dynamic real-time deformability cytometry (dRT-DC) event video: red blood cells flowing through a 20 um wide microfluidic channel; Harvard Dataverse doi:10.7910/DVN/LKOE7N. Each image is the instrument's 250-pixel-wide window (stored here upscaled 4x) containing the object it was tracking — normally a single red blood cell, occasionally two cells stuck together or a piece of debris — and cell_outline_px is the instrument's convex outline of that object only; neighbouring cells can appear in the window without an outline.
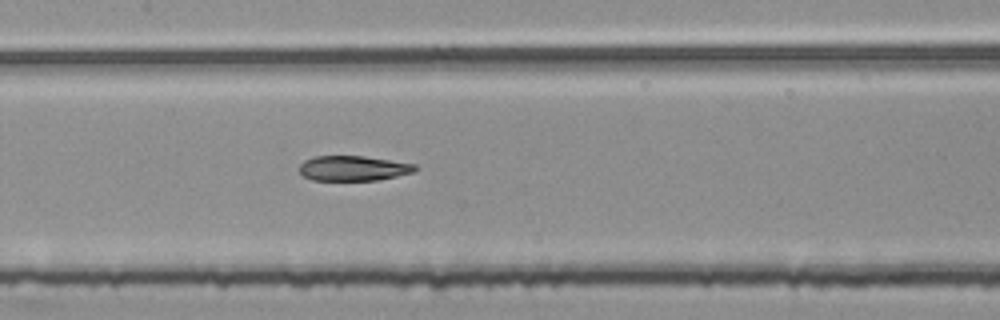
{"species": "common noctule bat (a hibernating species)", "species_latin": "Nyctalus noctula", "temperature_condition": "room temperature", "stored_images_in_passage": 54, "segment_of_instrument_passage": [2, 2], "camera_frame_rate_fps": 3000, "um_per_image_px": 0.085, "animal": {"sex": "female", "body_mass_g": 25.1}, "frame": {"image": 1, "passage_image": 26, "time_ms": 8.333, "image_size_px": [1000, 320], "cell_outline_px": [[416, 172], [376, 180], [312, 180], [304, 176], [300, 172], [300, 164], [304, 160], [316, 156], [364, 156], [416, 164]], "centroid_in_image_um": [30.03, 14.3], "position_along_channel_um": 177.4, "area_um2": 16.82}}
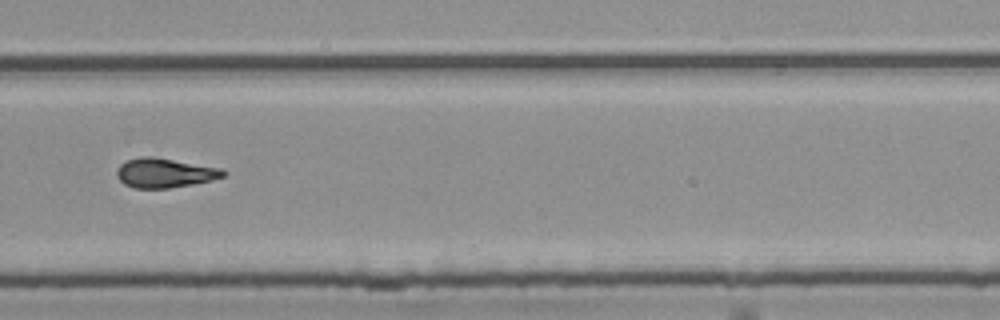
{"frame": {"image": 2, "passage_image": 37, "time_ms": 12.0, "image_size_px": [1000, 320], "cell_outline_px": [[224, 176], [212, 180], [192, 184], [168, 188], [132, 188], [124, 184], [116, 176], [116, 172], [120, 164], [128, 160], [140, 156], [152, 156], [220, 168], [224, 172]], "centroid_in_image_um": [13.94, 14.7], "position_along_channel_um": 315.9, "area_um2": 18.09}}
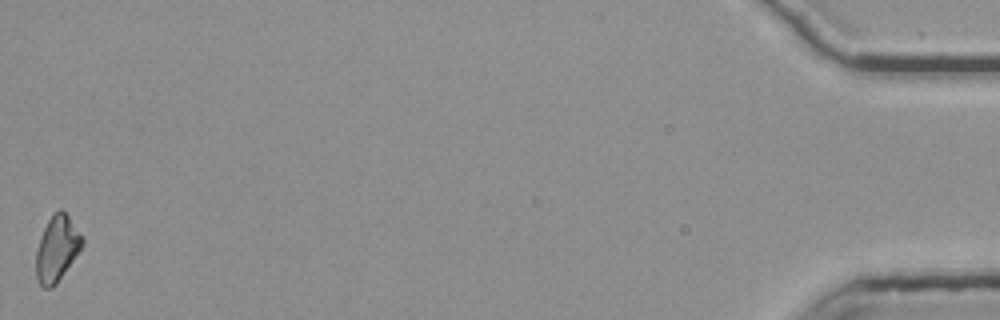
{"frame": {"image": 3, "passage_image": 54, "time_ms": 17.667, "image_size_px": [1000, 320], "cell_outline_px": [[84, 244], [56, 284], [52, 288], [44, 288], [36, 280], [36, 252], [40, 236], [48, 220], [60, 208], [68, 216], [84, 240]], "centroid_in_image_um": [4.82, 21.16], "position_along_channel_um": 430.4, "area_um2": 17.34}}